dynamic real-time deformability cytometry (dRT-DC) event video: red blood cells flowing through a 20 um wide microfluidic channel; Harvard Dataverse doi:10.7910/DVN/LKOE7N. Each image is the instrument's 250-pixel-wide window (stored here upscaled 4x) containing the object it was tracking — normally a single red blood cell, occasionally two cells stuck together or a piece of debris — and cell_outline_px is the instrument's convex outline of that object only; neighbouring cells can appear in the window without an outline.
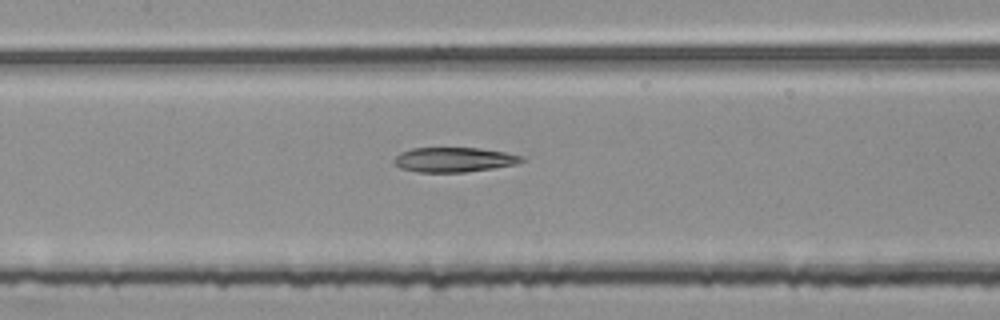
{"species": "common noctule bat (a hibernating species)", "species_latin": "Nyctalus noctula", "temperature_condition": "room temperature", "stored_images_in_passage": 14, "camera_frame_rate_fps": 3000, "um_per_image_px": 0.085, "animal": {"sex": "female", "body_mass_g": 25.1}, "frame": {"image": 1, "passage_image": 12, "time_ms": 3.667, "image_size_px": [1000, 320], "cell_outline_px": [[524, 160], [516, 164], [492, 168], [464, 172], [416, 172], [400, 168], [392, 160], [400, 152], [412, 148], [480, 148], [504, 152], [524, 156]], "centroid_in_image_um": [38.57, 13.57], "position_along_channel_um": 168.8, "area_um2": 18.32}}